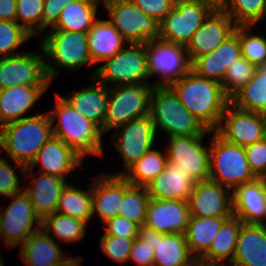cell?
Wrapping results in <instances>:
<instances>
[{
  "label": "cell",
  "mask_w": 266,
  "mask_h": 266,
  "mask_svg": "<svg viewBox=\"0 0 266 266\" xmlns=\"http://www.w3.org/2000/svg\"><path fill=\"white\" fill-rule=\"evenodd\" d=\"M169 87L181 104L208 130L214 132L217 129L230 103L220 83L200 77L191 70Z\"/></svg>",
  "instance_id": "1"
},
{
  "label": "cell",
  "mask_w": 266,
  "mask_h": 266,
  "mask_svg": "<svg viewBox=\"0 0 266 266\" xmlns=\"http://www.w3.org/2000/svg\"><path fill=\"white\" fill-rule=\"evenodd\" d=\"M52 122L48 112L37 113L0 127V148L21 170L35 159L40 148L53 136Z\"/></svg>",
  "instance_id": "2"
},
{
  "label": "cell",
  "mask_w": 266,
  "mask_h": 266,
  "mask_svg": "<svg viewBox=\"0 0 266 266\" xmlns=\"http://www.w3.org/2000/svg\"><path fill=\"white\" fill-rule=\"evenodd\" d=\"M54 110L48 111L53 136L61 139L82 160L86 155H103L100 127L83 114L77 112L62 96L56 95Z\"/></svg>",
  "instance_id": "3"
},
{
  "label": "cell",
  "mask_w": 266,
  "mask_h": 266,
  "mask_svg": "<svg viewBox=\"0 0 266 266\" xmlns=\"http://www.w3.org/2000/svg\"><path fill=\"white\" fill-rule=\"evenodd\" d=\"M149 114L155 130L161 128L169 137L211 133L178 100L169 86H154L150 95Z\"/></svg>",
  "instance_id": "4"
},
{
  "label": "cell",
  "mask_w": 266,
  "mask_h": 266,
  "mask_svg": "<svg viewBox=\"0 0 266 266\" xmlns=\"http://www.w3.org/2000/svg\"><path fill=\"white\" fill-rule=\"evenodd\" d=\"M47 33L43 36L40 45L44 58L50 61L49 64L45 61V67L51 82L59 75V69L56 67L73 72L83 66L93 64L88 50L86 32L50 30Z\"/></svg>",
  "instance_id": "5"
},
{
  "label": "cell",
  "mask_w": 266,
  "mask_h": 266,
  "mask_svg": "<svg viewBox=\"0 0 266 266\" xmlns=\"http://www.w3.org/2000/svg\"><path fill=\"white\" fill-rule=\"evenodd\" d=\"M209 148L211 181L233 192L239 185L257 178L250 169L244 147L225 141L214 131Z\"/></svg>",
  "instance_id": "6"
},
{
  "label": "cell",
  "mask_w": 266,
  "mask_h": 266,
  "mask_svg": "<svg viewBox=\"0 0 266 266\" xmlns=\"http://www.w3.org/2000/svg\"><path fill=\"white\" fill-rule=\"evenodd\" d=\"M153 87L150 83L110 86L103 120V134L149 114Z\"/></svg>",
  "instance_id": "7"
},
{
  "label": "cell",
  "mask_w": 266,
  "mask_h": 266,
  "mask_svg": "<svg viewBox=\"0 0 266 266\" xmlns=\"http://www.w3.org/2000/svg\"><path fill=\"white\" fill-rule=\"evenodd\" d=\"M92 72L91 78L106 86L148 83L147 57L144 44H128Z\"/></svg>",
  "instance_id": "8"
},
{
  "label": "cell",
  "mask_w": 266,
  "mask_h": 266,
  "mask_svg": "<svg viewBox=\"0 0 266 266\" xmlns=\"http://www.w3.org/2000/svg\"><path fill=\"white\" fill-rule=\"evenodd\" d=\"M144 48L149 78L158 75L164 79L153 86H169L192 70L184 45L155 38L144 43Z\"/></svg>",
  "instance_id": "9"
},
{
  "label": "cell",
  "mask_w": 266,
  "mask_h": 266,
  "mask_svg": "<svg viewBox=\"0 0 266 266\" xmlns=\"http://www.w3.org/2000/svg\"><path fill=\"white\" fill-rule=\"evenodd\" d=\"M104 6L107 19L128 44H144L159 38V23L147 16L132 0H109Z\"/></svg>",
  "instance_id": "10"
},
{
  "label": "cell",
  "mask_w": 266,
  "mask_h": 266,
  "mask_svg": "<svg viewBox=\"0 0 266 266\" xmlns=\"http://www.w3.org/2000/svg\"><path fill=\"white\" fill-rule=\"evenodd\" d=\"M213 9L198 0H176L174 8L159 22V38L186 46Z\"/></svg>",
  "instance_id": "11"
},
{
  "label": "cell",
  "mask_w": 266,
  "mask_h": 266,
  "mask_svg": "<svg viewBox=\"0 0 266 266\" xmlns=\"http://www.w3.org/2000/svg\"><path fill=\"white\" fill-rule=\"evenodd\" d=\"M11 197L12 201L6 209L0 208L3 240L10 249L21 245L30 235L42 229V220L35 213L31 199L25 191Z\"/></svg>",
  "instance_id": "12"
},
{
  "label": "cell",
  "mask_w": 266,
  "mask_h": 266,
  "mask_svg": "<svg viewBox=\"0 0 266 266\" xmlns=\"http://www.w3.org/2000/svg\"><path fill=\"white\" fill-rule=\"evenodd\" d=\"M43 57V59H42ZM44 54L22 52L0 58V90L12 86L48 87Z\"/></svg>",
  "instance_id": "13"
},
{
  "label": "cell",
  "mask_w": 266,
  "mask_h": 266,
  "mask_svg": "<svg viewBox=\"0 0 266 266\" xmlns=\"http://www.w3.org/2000/svg\"><path fill=\"white\" fill-rule=\"evenodd\" d=\"M203 136L169 137L167 164L180 165L196 182L209 180L210 148L203 146Z\"/></svg>",
  "instance_id": "14"
},
{
  "label": "cell",
  "mask_w": 266,
  "mask_h": 266,
  "mask_svg": "<svg viewBox=\"0 0 266 266\" xmlns=\"http://www.w3.org/2000/svg\"><path fill=\"white\" fill-rule=\"evenodd\" d=\"M114 130L116 134L110 140L121 154L126 170L152 149L157 134L150 114L131 120Z\"/></svg>",
  "instance_id": "15"
},
{
  "label": "cell",
  "mask_w": 266,
  "mask_h": 266,
  "mask_svg": "<svg viewBox=\"0 0 266 266\" xmlns=\"http://www.w3.org/2000/svg\"><path fill=\"white\" fill-rule=\"evenodd\" d=\"M215 132L227 142L246 147L264 139V114L229 103Z\"/></svg>",
  "instance_id": "16"
},
{
  "label": "cell",
  "mask_w": 266,
  "mask_h": 266,
  "mask_svg": "<svg viewBox=\"0 0 266 266\" xmlns=\"http://www.w3.org/2000/svg\"><path fill=\"white\" fill-rule=\"evenodd\" d=\"M236 26L223 9H213L185 46L191 63L218 48L235 32Z\"/></svg>",
  "instance_id": "17"
},
{
  "label": "cell",
  "mask_w": 266,
  "mask_h": 266,
  "mask_svg": "<svg viewBox=\"0 0 266 266\" xmlns=\"http://www.w3.org/2000/svg\"><path fill=\"white\" fill-rule=\"evenodd\" d=\"M190 216L232 217V191L220 183L205 180L193 187L189 200Z\"/></svg>",
  "instance_id": "18"
},
{
  "label": "cell",
  "mask_w": 266,
  "mask_h": 266,
  "mask_svg": "<svg viewBox=\"0 0 266 266\" xmlns=\"http://www.w3.org/2000/svg\"><path fill=\"white\" fill-rule=\"evenodd\" d=\"M189 218L188 201L150 198L144 225L164 234H184Z\"/></svg>",
  "instance_id": "19"
},
{
  "label": "cell",
  "mask_w": 266,
  "mask_h": 266,
  "mask_svg": "<svg viewBox=\"0 0 266 266\" xmlns=\"http://www.w3.org/2000/svg\"><path fill=\"white\" fill-rule=\"evenodd\" d=\"M82 162L83 160L61 139L52 136L40 148L31 164L26 167L24 176L35 177L32 176L34 168L40 163V173L66 179V175L80 166Z\"/></svg>",
  "instance_id": "20"
},
{
  "label": "cell",
  "mask_w": 266,
  "mask_h": 266,
  "mask_svg": "<svg viewBox=\"0 0 266 266\" xmlns=\"http://www.w3.org/2000/svg\"><path fill=\"white\" fill-rule=\"evenodd\" d=\"M233 216L246 224H266V178L239 185L232 192Z\"/></svg>",
  "instance_id": "21"
},
{
  "label": "cell",
  "mask_w": 266,
  "mask_h": 266,
  "mask_svg": "<svg viewBox=\"0 0 266 266\" xmlns=\"http://www.w3.org/2000/svg\"><path fill=\"white\" fill-rule=\"evenodd\" d=\"M131 184L122 176L102 174L92 183V214L106 222L119 215L123 193Z\"/></svg>",
  "instance_id": "22"
},
{
  "label": "cell",
  "mask_w": 266,
  "mask_h": 266,
  "mask_svg": "<svg viewBox=\"0 0 266 266\" xmlns=\"http://www.w3.org/2000/svg\"><path fill=\"white\" fill-rule=\"evenodd\" d=\"M196 184L193 177L187 171H183L180 165L166 164L164 170L146 186V189L150 198L188 201Z\"/></svg>",
  "instance_id": "23"
},
{
  "label": "cell",
  "mask_w": 266,
  "mask_h": 266,
  "mask_svg": "<svg viewBox=\"0 0 266 266\" xmlns=\"http://www.w3.org/2000/svg\"><path fill=\"white\" fill-rule=\"evenodd\" d=\"M230 266H266V224H242Z\"/></svg>",
  "instance_id": "24"
},
{
  "label": "cell",
  "mask_w": 266,
  "mask_h": 266,
  "mask_svg": "<svg viewBox=\"0 0 266 266\" xmlns=\"http://www.w3.org/2000/svg\"><path fill=\"white\" fill-rule=\"evenodd\" d=\"M50 234L40 229L20 245L21 260L26 266H61L70 259Z\"/></svg>",
  "instance_id": "25"
},
{
  "label": "cell",
  "mask_w": 266,
  "mask_h": 266,
  "mask_svg": "<svg viewBox=\"0 0 266 266\" xmlns=\"http://www.w3.org/2000/svg\"><path fill=\"white\" fill-rule=\"evenodd\" d=\"M48 87L12 86L0 90V127L21 120Z\"/></svg>",
  "instance_id": "26"
},
{
  "label": "cell",
  "mask_w": 266,
  "mask_h": 266,
  "mask_svg": "<svg viewBox=\"0 0 266 266\" xmlns=\"http://www.w3.org/2000/svg\"><path fill=\"white\" fill-rule=\"evenodd\" d=\"M94 83L63 98L80 114L96 123L103 133V120L108 105L109 87L92 78Z\"/></svg>",
  "instance_id": "27"
},
{
  "label": "cell",
  "mask_w": 266,
  "mask_h": 266,
  "mask_svg": "<svg viewBox=\"0 0 266 266\" xmlns=\"http://www.w3.org/2000/svg\"><path fill=\"white\" fill-rule=\"evenodd\" d=\"M30 187L23 189L30 197L35 213L43 220L56 212L63 189L68 184L66 179L38 172Z\"/></svg>",
  "instance_id": "28"
},
{
  "label": "cell",
  "mask_w": 266,
  "mask_h": 266,
  "mask_svg": "<svg viewBox=\"0 0 266 266\" xmlns=\"http://www.w3.org/2000/svg\"><path fill=\"white\" fill-rule=\"evenodd\" d=\"M87 38L88 50L93 64L103 63L128 44L108 20L102 19H97L94 22L87 32Z\"/></svg>",
  "instance_id": "29"
},
{
  "label": "cell",
  "mask_w": 266,
  "mask_h": 266,
  "mask_svg": "<svg viewBox=\"0 0 266 266\" xmlns=\"http://www.w3.org/2000/svg\"><path fill=\"white\" fill-rule=\"evenodd\" d=\"M230 217L190 216L184 233L190 254L200 258L210 247L222 224Z\"/></svg>",
  "instance_id": "30"
},
{
  "label": "cell",
  "mask_w": 266,
  "mask_h": 266,
  "mask_svg": "<svg viewBox=\"0 0 266 266\" xmlns=\"http://www.w3.org/2000/svg\"><path fill=\"white\" fill-rule=\"evenodd\" d=\"M193 259L184 234L160 233L156 237L154 266H189Z\"/></svg>",
  "instance_id": "31"
},
{
  "label": "cell",
  "mask_w": 266,
  "mask_h": 266,
  "mask_svg": "<svg viewBox=\"0 0 266 266\" xmlns=\"http://www.w3.org/2000/svg\"><path fill=\"white\" fill-rule=\"evenodd\" d=\"M100 3L92 0H77L62 9L57 23L50 30L88 32L98 19Z\"/></svg>",
  "instance_id": "32"
},
{
  "label": "cell",
  "mask_w": 266,
  "mask_h": 266,
  "mask_svg": "<svg viewBox=\"0 0 266 266\" xmlns=\"http://www.w3.org/2000/svg\"><path fill=\"white\" fill-rule=\"evenodd\" d=\"M238 109L266 114V64L257 67L252 78L230 99Z\"/></svg>",
  "instance_id": "33"
},
{
  "label": "cell",
  "mask_w": 266,
  "mask_h": 266,
  "mask_svg": "<svg viewBox=\"0 0 266 266\" xmlns=\"http://www.w3.org/2000/svg\"><path fill=\"white\" fill-rule=\"evenodd\" d=\"M243 222L232 216L227 219L221 226L220 230L213 238L209 249L200 257L202 260L209 262L223 263L229 258V264L234 257L237 239Z\"/></svg>",
  "instance_id": "34"
},
{
  "label": "cell",
  "mask_w": 266,
  "mask_h": 266,
  "mask_svg": "<svg viewBox=\"0 0 266 266\" xmlns=\"http://www.w3.org/2000/svg\"><path fill=\"white\" fill-rule=\"evenodd\" d=\"M166 164V151L164 154L160 150L150 149L126 172L115 173L114 175H122L131 185L146 187L164 170Z\"/></svg>",
  "instance_id": "35"
},
{
  "label": "cell",
  "mask_w": 266,
  "mask_h": 266,
  "mask_svg": "<svg viewBox=\"0 0 266 266\" xmlns=\"http://www.w3.org/2000/svg\"><path fill=\"white\" fill-rule=\"evenodd\" d=\"M87 190L67 184L61 193L56 212L88 223L93 216L92 185Z\"/></svg>",
  "instance_id": "36"
},
{
  "label": "cell",
  "mask_w": 266,
  "mask_h": 266,
  "mask_svg": "<svg viewBox=\"0 0 266 266\" xmlns=\"http://www.w3.org/2000/svg\"><path fill=\"white\" fill-rule=\"evenodd\" d=\"M87 223L77 218L62 215L57 212L47 215L42 220V229L49 234L53 232V236L58 242L73 243L79 242L86 233Z\"/></svg>",
  "instance_id": "37"
},
{
  "label": "cell",
  "mask_w": 266,
  "mask_h": 266,
  "mask_svg": "<svg viewBox=\"0 0 266 266\" xmlns=\"http://www.w3.org/2000/svg\"><path fill=\"white\" fill-rule=\"evenodd\" d=\"M149 200L146 187L130 185L123 193L119 215L138 226L144 225Z\"/></svg>",
  "instance_id": "38"
},
{
  "label": "cell",
  "mask_w": 266,
  "mask_h": 266,
  "mask_svg": "<svg viewBox=\"0 0 266 266\" xmlns=\"http://www.w3.org/2000/svg\"><path fill=\"white\" fill-rule=\"evenodd\" d=\"M252 25H238L235 32L238 34L241 55L256 67L266 64V37L250 34Z\"/></svg>",
  "instance_id": "39"
},
{
  "label": "cell",
  "mask_w": 266,
  "mask_h": 266,
  "mask_svg": "<svg viewBox=\"0 0 266 266\" xmlns=\"http://www.w3.org/2000/svg\"><path fill=\"white\" fill-rule=\"evenodd\" d=\"M264 0H225L222 9L236 25H256L263 14Z\"/></svg>",
  "instance_id": "40"
},
{
  "label": "cell",
  "mask_w": 266,
  "mask_h": 266,
  "mask_svg": "<svg viewBox=\"0 0 266 266\" xmlns=\"http://www.w3.org/2000/svg\"><path fill=\"white\" fill-rule=\"evenodd\" d=\"M256 68L243 56L232 62L221 83L225 95L231 99L252 78Z\"/></svg>",
  "instance_id": "41"
},
{
  "label": "cell",
  "mask_w": 266,
  "mask_h": 266,
  "mask_svg": "<svg viewBox=\"0 0 266 266\" xmlns=\"http://www.w3.org/2000/svg\"><path fill=\"white\" fill-rule=\"evenodd\" d=\"M43 7L44 0H16V22L31 36L42 33Z\"/></svg>",
  "instance_id": "42"
},
{
  "label": "cell",
  "mask_w": 266,
  "mask_h": 266,
  "mask_svg": "<svg viewBox=\"0 0 266 266\" xmlns=\"http://www.w3.org/2000/svg\"><path fill=\"white\" fill-rule=\"evenodd\" d=\"M31 35L16 21H0V58L10 57Z\"/></svg>",
  "instance_id": "43"
},
{
  "label": "cell",
  "mask_w": 266,
  "mask_h": 266,
  "mask_svg": "<svg viewBox=\"0 0 266 266\" xmlns=\"http://www.w3.org/2000/svg\"><path fill=\"white\" fill-rule=\"evenodd\" d=\"M192 71L198 76L222 83L226 69H222L221 45L212 52L198 57L192 63Z\"/></svg>",
  "instance_id": "44"
},
{
  "label": "cell",
  "mask_w": 266,
  "mask_h": 266,
  "mask_svg": "<svg viewBox=\"0 0 266 266\" xmlns=\"http://www.w3.org/2000/svg\"><path fill=\"white\" fill-rule=\"evenodd\" d=\"M134 239L114 235H102L100 238L101 251L110 259L124 264L129 260Z\"/></svg>",
  "instance_id": "45"
},
{
  "label": "cell",
  "mask_w": 266,
  "mask_h": 266,
  "mask_svg": "<svg viewBox=\"0 0 266 266\" xmlns=\"http://www.w3.org/2000/svg\"><path fill=\"white\" fill-rule=\"evenodd\" d=\"M245 148L251 171L257 178H266V139Z\"/></svg>",
  "instance_id": "46"
},
{
  "label": "cell",
  "mask_w": 266,
  "mask_h": 266,
  "mask_svg": "<svg viewBox=\"0 0 266 266\" xmlns=\"http://www.w3.org/2000/svg\"><path fill=\"white\" fill-rule=\"evenodd\" d=\"M15 170L9 161L0 156V195L10 197L22 192L20 191L22 188L19 186L20 179H18Z\"/></svg>",
  "instance_id": "47"
},
{
  "label": "cell",
  "mask_w": 266,
  "mask_h": 266,
  "mask_svg": "<svg viewBox=\"0 0 266 266\" xmlns=\"http://www.w3.org/2000/svg\"><path fill=\"white\" fill-rule=\"evenodd\" d=\"M105 232L103 235H114L124 238H136L138 225L123 216L117 215L104 222Z\"/></svg>",
  "instance_id": "48"
},
{
  "label": "cell",
  "mask_w": 266,
  "mask_h": 266,
  "mask_svg": "<svg viewBox=\"0 0 266 266\" xmlns=\"http://www.w3.org/2000/svg\"><path fill=\"white\" fill-rule=\"evenodd\" d=\"M147 16L158 23L174 8L176 0H132Z\"/></svg>",
  "instance_id": "49"
},
{
  "label": "cell",
  "mask_w": 266,
  "mask_h": 266,
  "mask_svg": "<svg viewBox=\"0 0 266 266\" xmlns=\"http://www.w3.org/2000/svg\"><path fill=\"white\" fill-rule=\"evenodd\" d=\"M77 0H44L42 13V32L57 23L62 9Z\"/></svg>",
  "instance_id": "50"
},
{
  "label": "cell",
  "mask_w": 266,
  "mask_h": 266,
  "mask_svg": "<svg viewBox=\"0 0 266 266\" xmlns=\"http://www.w3.org/2000/svg\"><path fill=\"white\" fill-rule=\"evenodd\" d=\"M131 261L139 266H154V250L136 237L133 241L128 262Z\"/></svg>",
  "instance_id": "51"
},
{
  "label": "cell",
  "mask_w": 266,
  "mask_h": 266,
  "mask_svg": "<svg viewBox=\"0 0 266 266\" xmlns=\"http://www.w3.org/2000/svg\"><path fill=\"white\" fill-rule=\"evenodd\" d=\"M241 47L238 34L234 32L221 43L222 69H227L232 62L241 57Z\"/></svg>",
  "instance_id": "52"
},
{
  "label": "cell",
  "mask_w": 266,
  "mask_h": 266,
  "mask_svg": "<svg viewBox=\"0 0 266 266\" xmlns=\"http://www.w3.org/2000/svg\"><path fill=\"white\" fill-rule=\"evenodd\" d=\"M0 21H16V0H0Z\"/></svg>",
  "instance_id": "53"
},
{
  "label": "cell",
  "mask_w": 266,
  "mask_h": 266,
  "mask_svg": "<svg viewBox=\"0 0 266 266\" xmlns=\"http://www.w3.org/2000/svg\"><path fill=\"white\" fill-rule=\"evenodd\" d=\"M160 233L161 232L151 230L150 228L146 227L145 225H141L138 227L137 238L142 240L143 242L147 243L150 248L155 250L156 237Z\"/></svg>",
  "instance_id": "54"
},
{
  "label": "cell",
  "mask_w": 266,
  "mask_h": 266,
  "mask_svg": "<svg viewBox=\"0 0 266 266\" xmlns=\"http://www.w3.org/2000/svg\"><path fill=\"white\" fill-rule=\"evenodd\" d=\"M227 264L218 263V262H209L202 260L201 258H194L189 266H226Z\"/></svg>",
  "instance_id": "55"
},
{
  "label": "cell",
  "mask_w": 266,
  "mask_h": 266,
  "mask_svg": "<svg viewBox=\"0 0 266 266\" xmlns=\"http://www.w3.org/2000/svg\"><path fill=\"white\" fill-rule=\"evenodd\" d=\"M209 4L214 9H222L225 0H198Z\"/></svg>",
  "instance_id": "56"
},
{
  "label": "cell",
  "mask_w": 266,
  "mask_h": 266,
  "mask_svg": "<svg viewBox=\"0 0 266 266\" xmlns=\"http://www.w3.org/2000/svg\"><path fill=\"white\" fill-rule=\"evenodd\" d=\"M81 257H77V258H70L65 264L61 265V266H80V262H81Z\"/></svg>",
  "instance_id": "57"
},
{
  "label": "cell",
  "mask_w": 266,
  "mask_h": 266,
  "mask_svg": "<svg viewBox=\"0 0 266 266\" xmlns=\"http://www.w3.org/2000/svg\"><path fill=\"white\" fill-rule=\"evenodd\" d=\"M265 16H266V0H264V8H263V14H262L261 20H263L264 18H266Z\"/></svg>",
  "instance_id": "58"
},
{
  "label": "cell",
  "mask_w": 266,
  "mask_h": 266,
  "mask_svg": "<svg viewBox=\"0 0 266 266\" xmlns=\"http://www.w3.org/2000/svg\"><path fill=\"white\" fill-rule=\"evenodd\" d=\"M264 139H266V114H264Z\"/></svg>",
  "instance_id": "59"
},
{
  "label": "cell",
  "mask_w": 266,
  "mask_h": 266,
  "mask_svg": "<svg viewBox=\"0 0 266 266\" xmlns=\"http://www.w3.org/2000/svg\"><path fill=\"white\" fill-rule=\"evenodd\" d=\"M92 1H95V2H97V3L100 2V4L105 5L109 0H92Z\"/></svg>",
  "instance_id": "60"
},
{
  "label": "cell",
  "mask_w": 266,
  "mask_h": 266,
  "mask_svg": "<svg viewBox=\"0 0 266 266\" xmlns=\"http://www.w3.org/2000/svg\"><path fill=\"white\" fill-rule=\"evenodd\" d=\"M2 237H3V230H2L1 218H0V238L2 239Z\"/></svg>",
  "instance_id": "61"
},
{
  "label": "cell",
  "mask_w": 266,
  "mask_h": 266,
  "mask_svg": "<svg viewBox=\"0 0 266 266\" xmlns=\"http://www.w3.org/2000/svg\"><path fill=\"white\" fill-rule=\"evenodd\" d=\"M0 266H4V261H3L2 257H1V254H0Z\"/></svg>",
  "instance_id": "62"
}]
</instances>
